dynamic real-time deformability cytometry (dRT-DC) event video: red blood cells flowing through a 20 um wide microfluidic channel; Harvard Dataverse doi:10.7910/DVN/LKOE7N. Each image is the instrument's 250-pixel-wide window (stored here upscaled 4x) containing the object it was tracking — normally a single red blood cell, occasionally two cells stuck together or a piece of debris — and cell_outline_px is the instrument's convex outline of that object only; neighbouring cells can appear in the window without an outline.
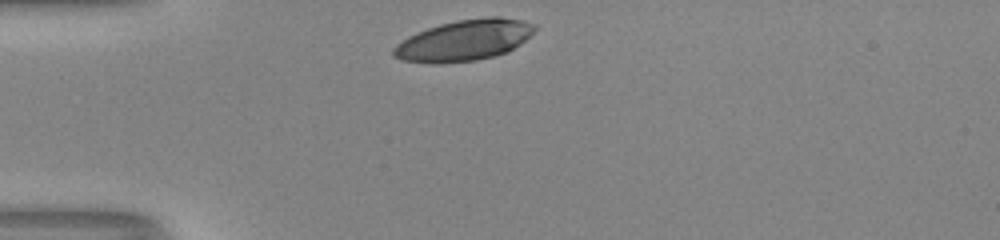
{"species": "human", "species_latin": "Homo sapiens", "temperature_condition": "room temperature", "stored_images_in_passage": 29, "camera_frame_rate_fps": 3000, "um_per_image_px": 0.085, "donor": {"sex": "male"}, "frame": {"image": 1, "passage_image": 1, "time_ms": 0.0, "image_size_px": [1000, 240], "cell_outline_px": [[536, 28], [520, 44], [508, 52], [476, 60], [432, 64], [400, 60], [392, 56], [392, 48], [396, 44], [408, 36], [428, 28], [440, 24], [456, 20], [488, 16], [500, 16], [524, 20], [536, 24]], "centroid_in_image_um": [39.43, 3.42], "position_along_channel_um": 45.6, "area_um2": 33.87}}
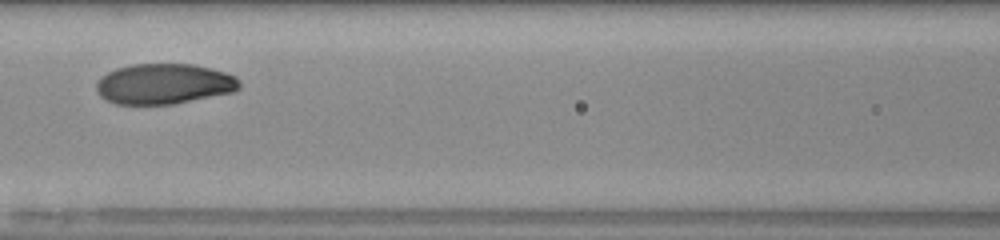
{"frame": {"image": 2, "passage_image": 11, "time_ms": 3.333, "image_size_px": [1000, 240], "cell_outline_px": [[240, 88], [232, 92], [172, 104], [116, 104], [100, 96], [96, 92], [96, 84], [100, 76], [116, 68], [132, 64], [192, 64], [224, 72], [236, 76], [240, 80]], "centroid_in_image_um": [13.91, 7.13], "position_along_channel_um": 152.7, "area_um2": 33.64}}
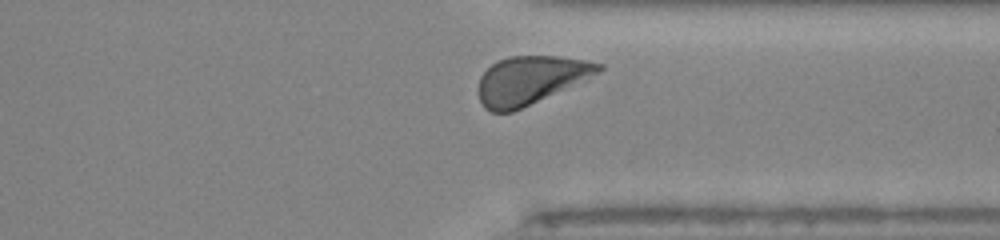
{"frame": {"image": 3, "passage_image": 27, "time_ms": 8.667, "image_size_px": [1000, 240], "cell_outline_px": [[604, 68], [600, 72], [512, 112], [492, 112], [484, 108], [480, 100], [480, 76], [492, 64], [508, 56], [560, 56], [584, 60], [604, 64]], "centroid_in_image_um": [45.08, 6.79], "position_along_channel_um": 366.3, "area_um2": 33.0}, "authors_computed_cell_mechanics": {"area_um2": 33.9286, "velocity_mm_per_s": 4.0005, "shape_relaxation_time_tau1_ms": 2.1037, "shape_relaxation_time_tau2_ms": 0.8794, "deformation_change_tau1": 0.1173, "deformation_change_tau2": 0.0479}}